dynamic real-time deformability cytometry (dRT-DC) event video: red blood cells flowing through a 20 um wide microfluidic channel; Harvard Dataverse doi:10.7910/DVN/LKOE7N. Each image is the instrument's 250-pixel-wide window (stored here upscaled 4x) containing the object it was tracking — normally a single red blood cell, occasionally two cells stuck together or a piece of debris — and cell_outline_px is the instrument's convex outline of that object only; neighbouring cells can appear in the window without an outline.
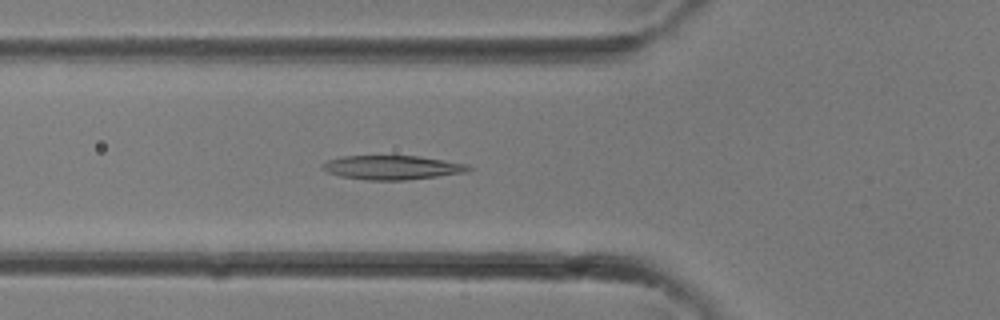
{"species": "common noctule bat (a hibernating species)", "species_latin": "Nyctalus noctula", "temperature_condition": "room temperature", "stored_images_in_passage": 32, "camera_frame_rate_fps": 3000, "um_per_image_px": 0.085, "animal": {"sex": "female"}, "frame": {"image": 1, "passage_image": 10, "time_ms": 3.0, "image_size_px": [1000, 320], "cell_outline_px": [[472, 168], [468, 172], [404, 180], [368, 180], [340, 176], [328, 172], [320, 168], [320, 164], [328, 160], [344, 156], [416, 156], [468, 164]], "centroid_in_image_um": [33.3, 14.24], "position_along_channel_um": 92.5, "area_um2": 20.35}}
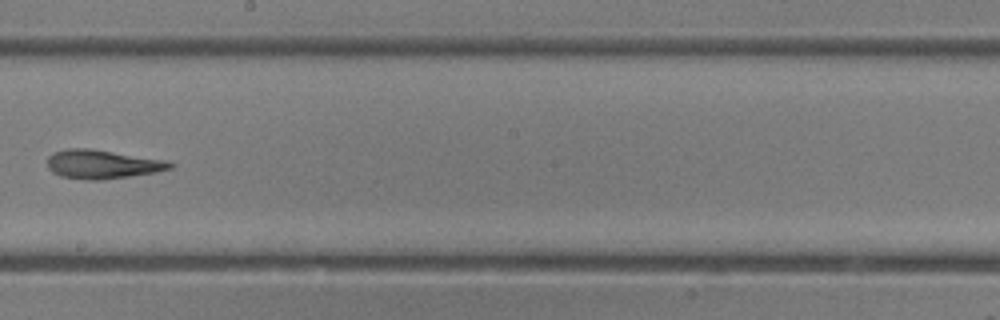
{"frame": {"image": 2, "passage_image": 17, "time_ms": 5.333, "image_size_px": [1000, 320], "cell_outline_px": [[176, 164], [172, 168], [156, 172], [100, 180], [88, 180], [60, 176], [52, 172], [48, 168], [48, 156], [52, 152], [68, 148], [88, 148], [168, 160]], "centroid_in_image_um": [8.7, 13.95], "position_along_channel_um": 239.5, "area_um2": 20.69}}
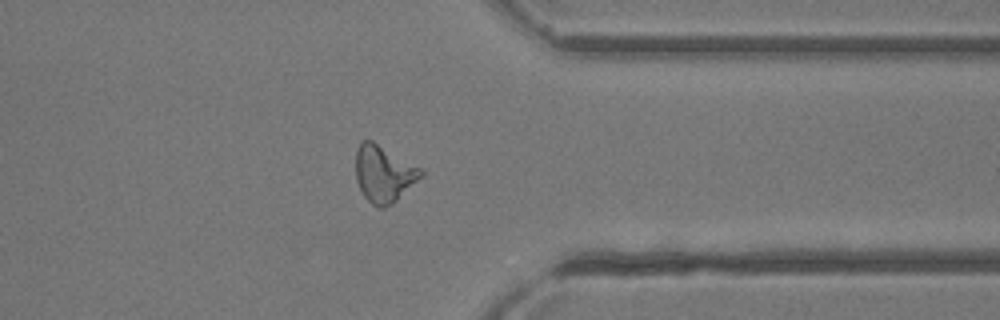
{"frame": {"image": 3, "passage_image": 24, "time_ms": 7.667, "image_size_px": [1000, 320], "cell_outline_px": [[424, 176], [392, 204], [384, 208], [376, 208], [364, 196], [356, 180], [356, 148], [360, 140], [372, 140], [420, 168], [424, 172]], "centroid_in_image_um": [32.61, 14.78], "position_along_channel_um": 378.8, "area_um2": 21.62}}